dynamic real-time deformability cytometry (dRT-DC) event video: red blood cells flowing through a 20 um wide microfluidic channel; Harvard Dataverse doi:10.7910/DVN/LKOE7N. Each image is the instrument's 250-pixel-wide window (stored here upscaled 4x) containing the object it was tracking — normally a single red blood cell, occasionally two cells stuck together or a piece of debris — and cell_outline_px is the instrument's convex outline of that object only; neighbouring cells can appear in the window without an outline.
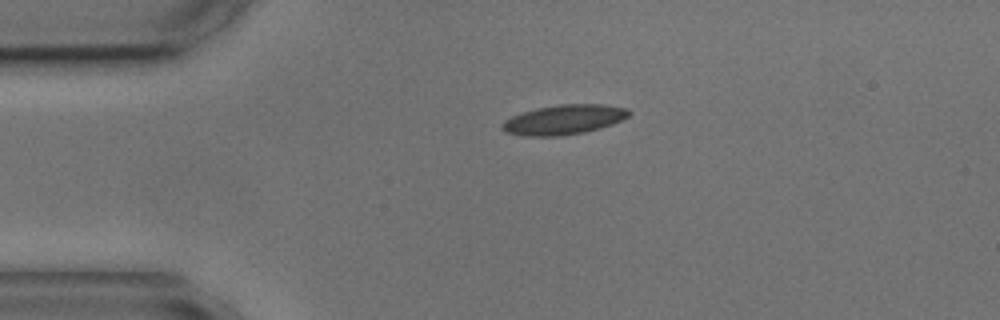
{"species": "common noctule bat (a hibernating species)", "species_latin": "Nyctalus noctula", "temperature_condition": "cold", "stored_images_in_passage": 5, "camera_frame_rate_fps": 3000, "um_per_image_px": 0.085, "animal": {"sex": "male", "body_mass_g": 17.9, "forearm_length_mm": 54.2}, "frame": {"image": 1, "passage_image": 5, "time_ms": 6.0, "image_size_px": [1000, 320], "cell_outline_px": [[632, 112], [628, 116], [612, 124], [600, 128], [584, 132], [560, 136], [524, 136], [508, 132], [500, 124], [504, 120], [512, 116], [524, 112], [540, 108], [560, 104], [604, 104], [628, 108]], "centroid_in_image_um": [47.97, 10.16], "position_along_channel_um": 37.0, "area_um2": 21.73}}